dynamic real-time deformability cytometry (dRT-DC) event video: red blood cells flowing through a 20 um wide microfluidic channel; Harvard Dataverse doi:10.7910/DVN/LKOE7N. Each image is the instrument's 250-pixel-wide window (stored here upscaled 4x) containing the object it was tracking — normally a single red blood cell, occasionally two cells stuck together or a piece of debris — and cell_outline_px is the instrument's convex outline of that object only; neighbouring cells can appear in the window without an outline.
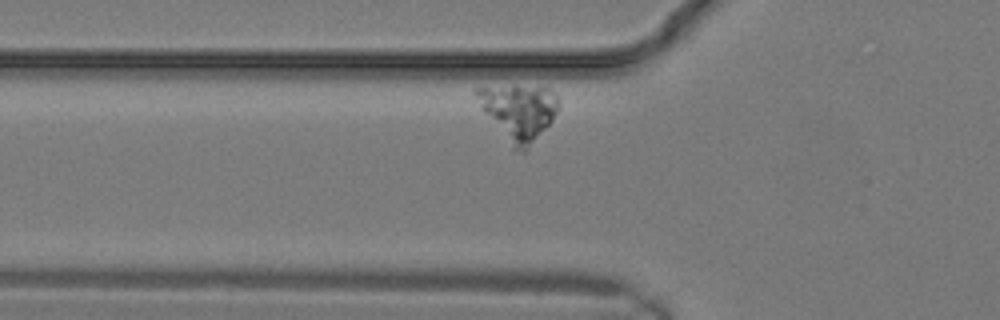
{"species": "common noctule bat (a hibernating species)", "species_latin": "Nyctalus noctula", "temperature_condition": "warm", "stored_images_in_passage": 17, "camera_frame_rate_fps": 3000, "um_per_image_px": 0.085, "animal": {"sex": "male", "body_mass_g": 19.2, "forearm_length_mm": 51.8}, "frame": {"image": 1, "passage_image": 4, "time_ms": 1.0, "image_size_px": [1000, 320], "cell_outline_px": [[560, 108], [552, 120], [528, 148], [524, 152], [520, 152], [512, 148], [480, 108], [472, 92], [476, 88], [512, 84], [516, 84], [548, 88], [560, 100]], "centroid_in_image_um": [44.05, 9.47], "position_along_channel_um": 81.7, "area_um2": 27.17}}
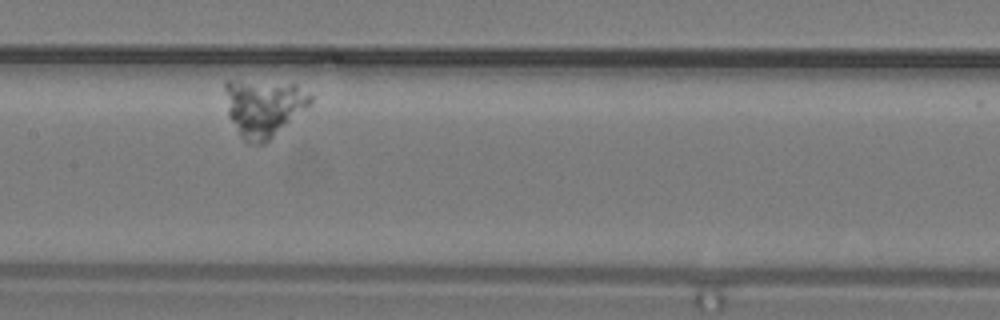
{"frame": {"image": 2, "passage_image": 9, "time_ms": 2.667, "image_size_px": [1000, 320], "cell_outline_px": [[312, 100], [304, 108], [264, 144], [248, 144], [240, 136], [228, 116], [224, 88], [224, 80], [240, 80], [296, 84], [312, 96]], "centroid_in_image_um": [22.33, 9.13], "position_along_channel_um": 185.1, "area_um2": 28.21}}
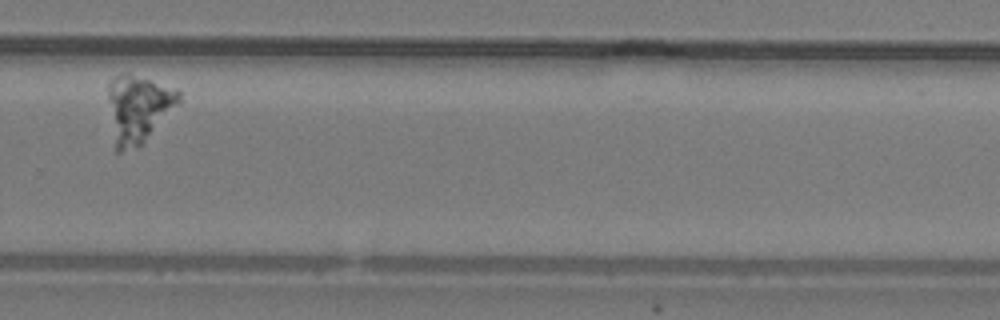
{"frame": {"image": 3, "passage_image": 15, "time_ms": 4.667, "image_size_px": [1000, 320], "cell_outline_px": [[180, 104], [140, 148], [120, 152], [116, 152], [108, 96], [108, 84], [116, 76], [124, 72], [128, 72], [180, 88]], "centroid_in_image_um": [11.81, 9.22], "position_along_channel_um": 318.0, "area_um2": 28.61}}